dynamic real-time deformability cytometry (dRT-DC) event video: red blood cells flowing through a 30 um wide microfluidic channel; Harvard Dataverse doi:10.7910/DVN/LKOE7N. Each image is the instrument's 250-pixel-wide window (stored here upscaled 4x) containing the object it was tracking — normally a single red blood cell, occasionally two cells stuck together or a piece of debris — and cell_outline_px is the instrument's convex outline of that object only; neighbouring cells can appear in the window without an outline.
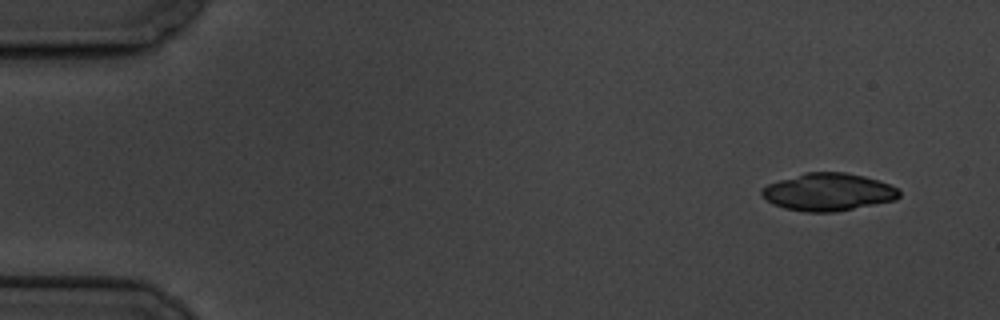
{"species": "common noctule bat (a hibernating species)", "species_latin": "Nyctalus noctula", "temperature_condition": "cold", "stored_images_in_passage": 5, "camera_frame_rate_fps": 3000, "um_per_image_px": 0.085, "animal": {"sex": "male", "body_mass_g": 19.5, "forearm_length_mm": 54.6}, "frame": {"image": 1, "passage_image": 1, "time_ms": 0.0, "image_size_px": [1000, 320], "cell_outline_px": [[900, 196], [896, 200], [832, 212], [804, 212], [784, 208], [768, 200], [760, 192], [760, 188], [768, 184], [804, 172], [844, 172], [864, 176], [888, 184], [896, 188], [900, 192]], "centroid_in_image_um": [70.39, 16.32], "position_along_channel_um": 14.6, "area_um2": 29.77}}